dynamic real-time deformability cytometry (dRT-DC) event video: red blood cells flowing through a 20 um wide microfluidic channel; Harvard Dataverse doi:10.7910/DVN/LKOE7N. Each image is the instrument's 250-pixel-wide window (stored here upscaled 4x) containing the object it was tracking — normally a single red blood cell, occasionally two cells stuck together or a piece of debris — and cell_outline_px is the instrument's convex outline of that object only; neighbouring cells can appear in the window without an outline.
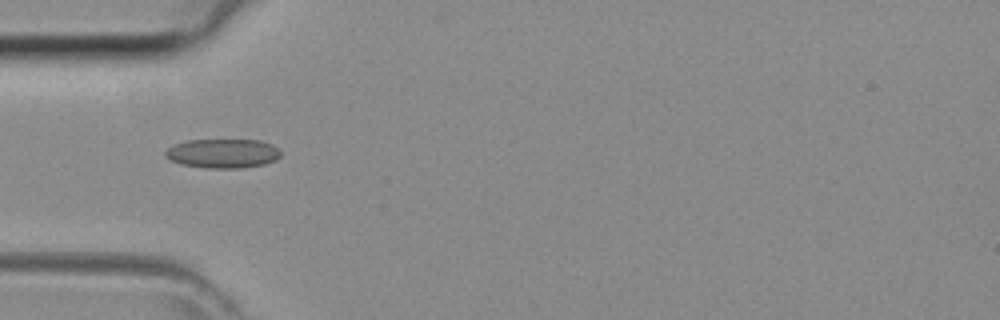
{"species": "common noctule bat (a hibernating species)", "species_latin": "Nyctalus noctula", "temperature_condition": "room temperature", "stored_images_in_passage": 32, "camera_frame_rate_fps": 3000, "um_per_image_px": 0.085, "animal": {"sex": "female", "body_mass_g": 29.2, "forearm_length_mm": 56.3}, "frame": {"image": 1, "passage_image": 2, "time_ms": 0.333, "image_size_px": [1000, 320], "cell_outline_px": [[280, 156], [276, 160], [264, 164], [240, 168], [204, 168], [180, 164], [164, 156], [164, 152], [168, 148], [176, 144], [188, 140], [260, 140], [272, 144], [280, 152]], "centroid_in_image_um": [18.93, 13.04], "position_along_channel_um": 66.1, "area_um2": 19.59}}
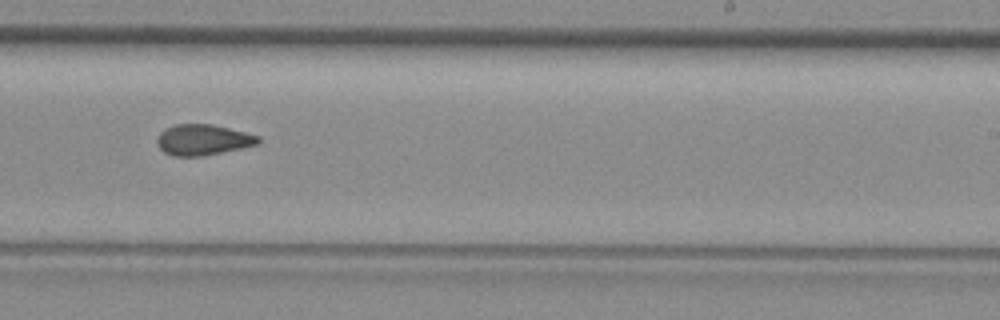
{"frame": {"image": 2, "passage_image": 15, "time_ms": 4.667, "image_size_px": [1000, 320], "cell_outline_px": [[260, 144], [204, 156], [172, 156], [164, 152], [160, 148], [156, 140], [160, 132], [176, 124], [212, 124], [260, 136]], "centroid_in_image_um": [17.26, 11.89], "position_along_channel_um": 271.7, "area_um2": 18.09}}
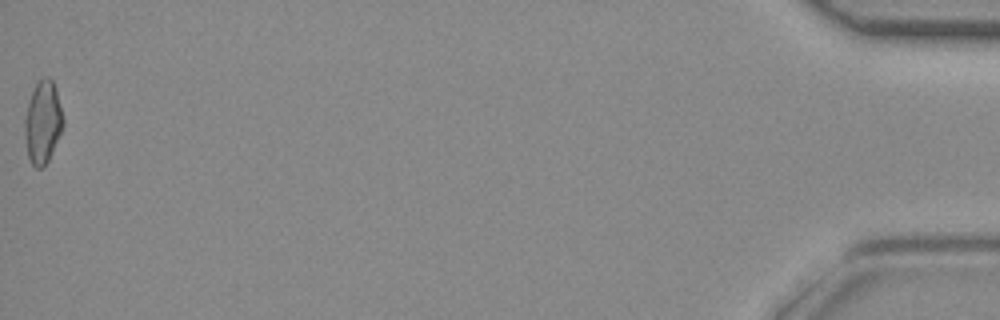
{"frame": {"image": 3, "passage_image": 32, "time_ms": 10.333, "image_size_px": [1000, 320], "cell_outline_px": [[64, 124], [52, 152], [48, 160], [40, 168], [36, 168], [32, 164], [28, 156], [24, 136], [24, 120], [28, 104], [32, 92], [36, 84], [44, 76], [48, 76], [52, 80], [56, 88], [64, 120]], "centroid_in_image_um": [3.63, 10.37], "position_along_channel_um": 431.6, "area_um2": 18.32}}